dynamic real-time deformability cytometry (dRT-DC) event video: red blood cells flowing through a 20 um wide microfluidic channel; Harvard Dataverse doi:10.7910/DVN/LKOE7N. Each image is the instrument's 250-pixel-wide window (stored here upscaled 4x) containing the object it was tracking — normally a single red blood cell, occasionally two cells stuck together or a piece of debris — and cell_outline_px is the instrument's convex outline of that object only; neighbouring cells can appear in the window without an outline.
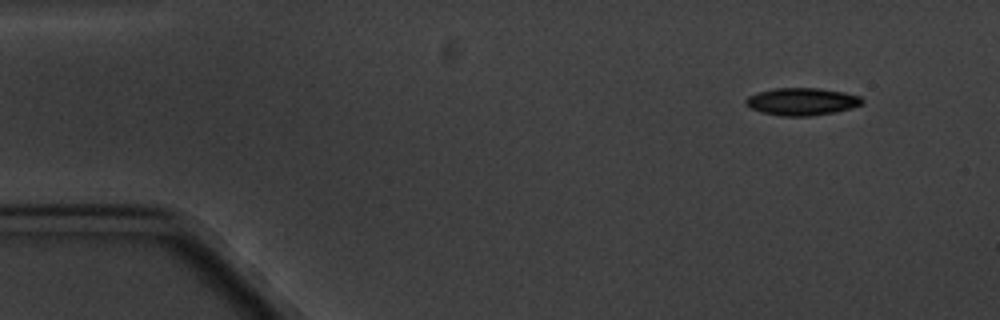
{"species": "common noctule bat (a hibernating species)", "species_latin": "Nyctalus noctula", "temperature_condition": "cold", "stored_images_in_passage": 4, "segment_of_instrument_passage": [2, 2], "camera_frame_rate_fps": 3000, "um_per_image_px": 0.085, "animal": {"sex": "male", "body_mass_g": 20.1, "forearm_length_mm": 53.5}, "frame": {"image": 1, "passage_image": 4, "time_ms": 4.333, "image_size_px": [1000, 320], "cell_outline_px": [[864, 104], [852, 108], [836, 112], [812, 116], [780, 116], [760, 112], [744, 104], [744, 100], [748, 96], [760, 92], [776, 88], [820, 88], [844, 92], [860, 96], [864, 100]], "centroid_in_image_um": [68.19, 8.64], "position_along_channel_um": 16.8, "area_um2": 18.79}}